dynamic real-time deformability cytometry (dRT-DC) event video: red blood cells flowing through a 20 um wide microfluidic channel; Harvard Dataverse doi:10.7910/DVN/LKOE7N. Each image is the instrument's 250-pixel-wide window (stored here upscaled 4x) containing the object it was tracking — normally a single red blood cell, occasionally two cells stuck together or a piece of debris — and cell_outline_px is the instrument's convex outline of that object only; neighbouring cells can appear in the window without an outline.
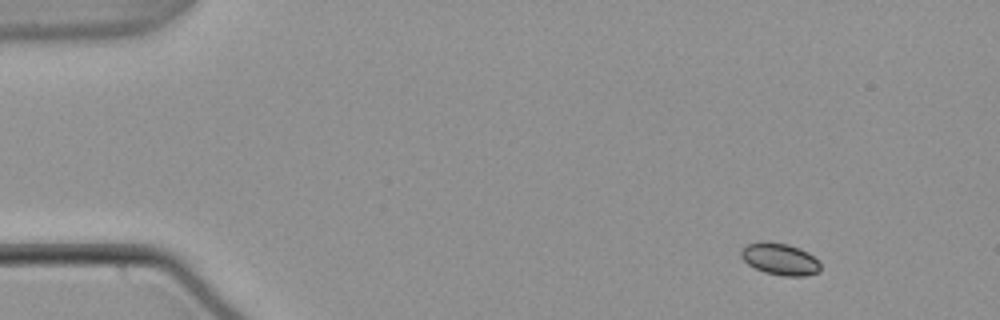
{"species": "common noctule bat (a hibernating species)", "species_latin": "Nyctalus noctula", "temperature_condition": "warm", "stored_images_in_passage": 51, "camera_frame_rate_fps": 3000, "um_per_image_px": 0.085, "animal": {"sex": "male", "body_mass_g": 21.5, "forearm_length_mm": 52.0}, "frame": {"image": 1, "passage_image": 1, "time_ms": 0.0, "image_size_px": [1000, 320], "cell_outline_px": [[820, 272], [804, 276], [784, 276], [764, 272], [748, 264], [740, 256], [740, 248], [748, 244], [764, 240], [788, 244], [800, 248], [808, 252], [820, 260]], "centroid_in_image_um": [66.31, 22.0], "position_along_channel_um": 18.7, "area_um2": 15.03}}
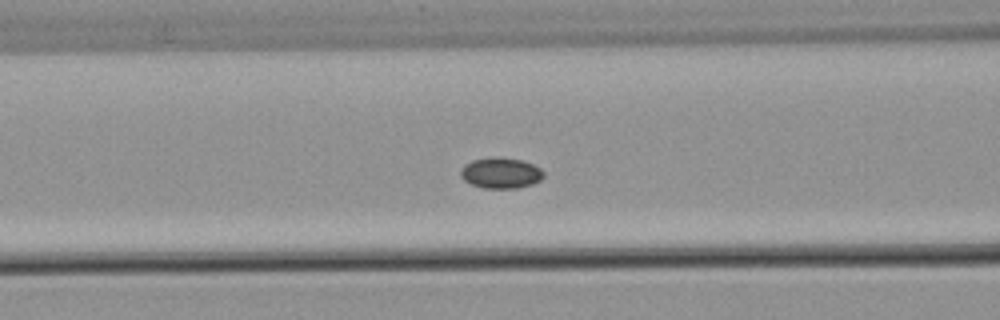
{"frame": {"image": 2, "passage_image": 18, "time_ms": 5.667, "image_size_px": [1000, 320], "cell_outline_px": [[544, 176], [540, 180], [532, 184], [516, 188], [484, 188], [472, 184], [464, 180], [460, 176], [460, 168], [464, 164], [472, 160], [520, 160], [532, 164], [540, 168], [544, 172]], "centroid_in_image_um": [42.56, 14.75], "position_along_channel_um": 124.0, "area_um2": 14.22}}
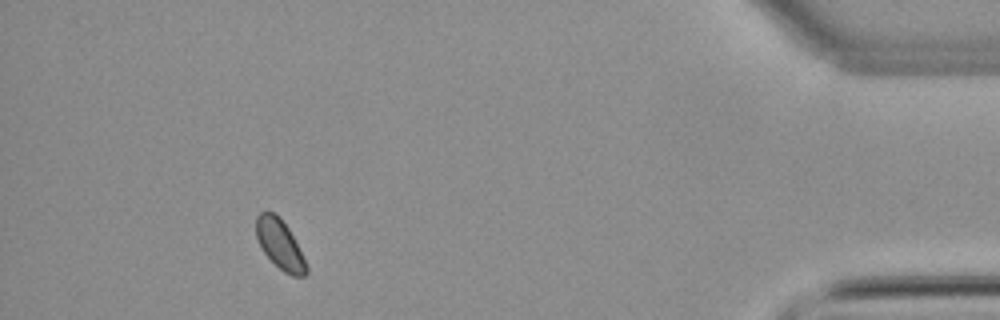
{"frame": {"image": 3, "passage_image": 46, "time_ms": 15.0, "image_size_px": [1000, 320], "cell_outline_px": [[308, 272], [304, 276], [292, 276], [284, 272], [264, 252], [256, 240], [256, 216], [260, 212], [272, 212], [280, 216], [288, 228], [308, 268]], "centroid_in_image_um": [23.76, 20.75], "position_along_channel_um": 411.4, "area_um2": 14.16}}